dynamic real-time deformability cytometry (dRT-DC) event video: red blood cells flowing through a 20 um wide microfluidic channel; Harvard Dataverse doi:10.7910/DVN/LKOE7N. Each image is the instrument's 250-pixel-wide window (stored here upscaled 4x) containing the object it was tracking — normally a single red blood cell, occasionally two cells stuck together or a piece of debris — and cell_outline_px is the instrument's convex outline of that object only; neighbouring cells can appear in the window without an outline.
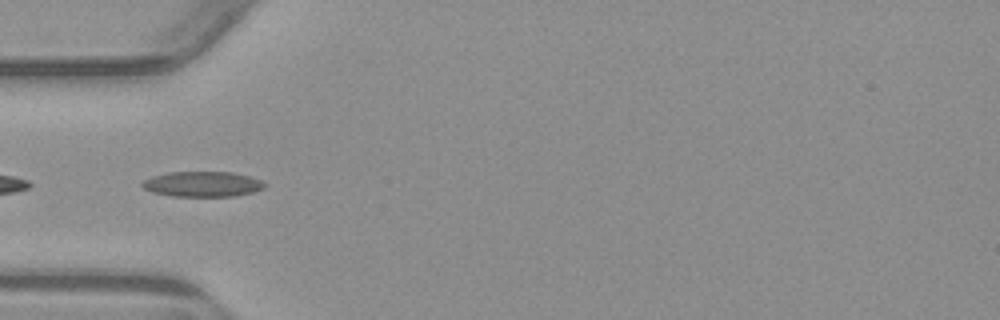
{"species": "common noctule bat (a hibernating species)", "species_latin": "Nyctalus noctula", "temperature_condition": "warm", "stored_images_in_passage": 1, "camera_frame_rate_fps": 3000, "um_per_image_px": 0.085, "animal": {"sex": "male", "body_mass_g": 23.1, "forearm_length_mm": 52.7}, "frame": {"image": 1, "passage_image": 1, "time_ms": 0.0, "image_size_px": [1000, 320], "cell_outline_px": [[268, 184], [264, 188], [252, 192], [236, 196], [172, 196], [152, 192], [144, 188], [140, 184], [144, 180], [152, 176], [168, 172], [232, 172], [248, 176], [260, 180]], "centroid_in_image_um": [17.21, 15.65], "position_along_channel_um": 67.8, "area_um2": 18.03}}